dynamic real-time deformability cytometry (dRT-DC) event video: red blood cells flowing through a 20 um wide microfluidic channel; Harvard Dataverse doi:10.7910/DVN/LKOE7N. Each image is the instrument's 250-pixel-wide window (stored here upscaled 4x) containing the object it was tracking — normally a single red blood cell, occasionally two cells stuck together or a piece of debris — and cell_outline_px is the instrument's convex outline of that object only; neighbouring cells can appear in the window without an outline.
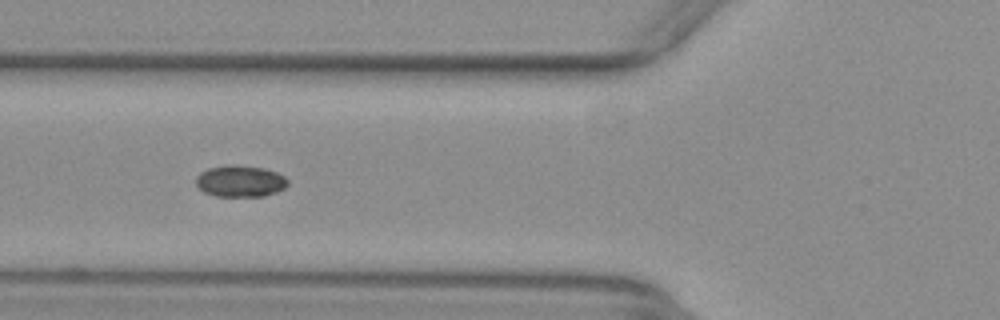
{"species": "common noctule bat (a hibernating species)", "species_latin": "Nyctalus noctula", "temperature_condition": "warm", "stored_images_in_passage": 34, "camera_frame_rate_fps": 3000, "um_per_image_px": 0.085, "animal": {"sex": "female", "body_mass_g": 29.2, "forearm_length_mm": 56.3}, "frame": {"image": 1, "passage_image": 4, "time_ms": 1.0, "image_size_px": [1000, 320], "cell_outline_px": [[288, 184], [284, 188], [276, 192], [264, 196], [216, 196], [204, 192], [196, 184], [196, 176], [200, 172], [208, 168], [228, 164], [232, 164], [264, 168], [276, 172], [284, 176], [288, 180]], "centroid_in_image_um": [20.41, 15.39], "position_along_channel_um": 105.4, "area_um2": 16.94}}
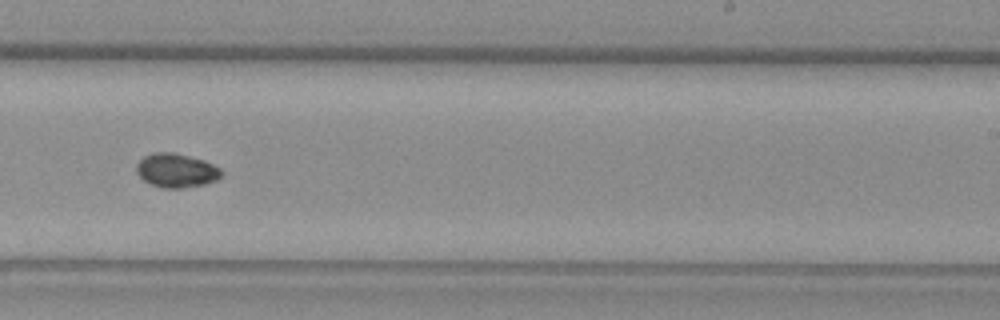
{"frame": {"image": 2, "passage_image": 17, "time_ms": 5.333, "image_size_px": [1000, 320], "cell_outline_px": [[224, 172], [216, 180], [204, 184], [184, 188], [164, 188], [152, 184], [144, 180], [136, 172], [136, 164], [144, 156], [152, 152], [172, 152], [204, 160], [220, 168]], "centroid_in_image_um": [14.98, 14.48], "position_along_channel_um": 274.0, "area_um2": 16.76}}
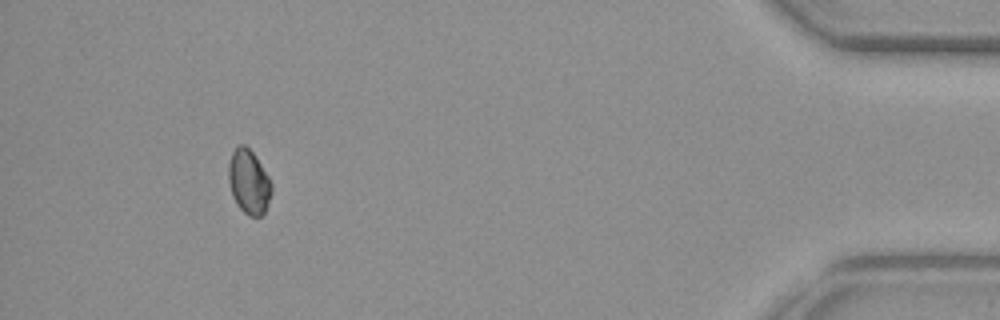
{"frame": {"image": 3, "passage_image": 33, "time_ms": 10.667, "image_size_px": [1000, 320], "cell_outline_px": [[272, 192], [264, 212], [260, 216], [248, 216], [240, 208], [232, 196], [228, 180], [228, 164], [232, 152], [240, 144], [244, 144], [256, 156], [268, 176], [272, 184]], "centroid_in_image_um": [21.14, 15.45], "position_along_channel_um": 414.1, "area_um2": 16.07}}